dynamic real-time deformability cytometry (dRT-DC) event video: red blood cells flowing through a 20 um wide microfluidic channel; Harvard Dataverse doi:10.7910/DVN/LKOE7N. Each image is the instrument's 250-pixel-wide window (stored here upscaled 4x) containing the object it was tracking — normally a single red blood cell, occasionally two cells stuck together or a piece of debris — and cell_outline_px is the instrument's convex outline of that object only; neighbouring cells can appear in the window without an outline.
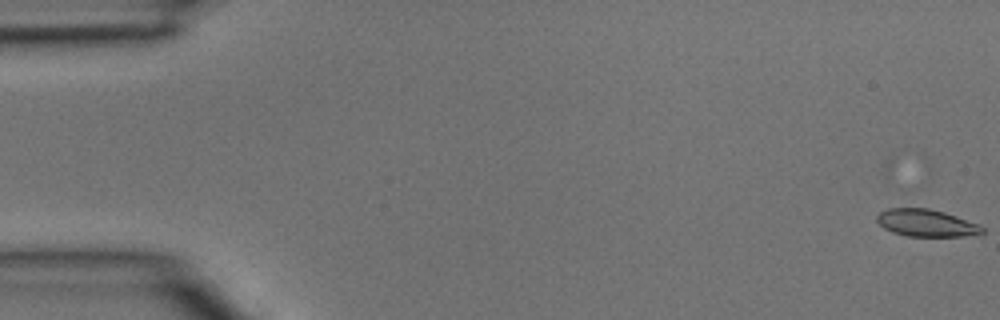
{"species": "common noctule bat (a hibernating species)", "species_latin": "Nyctalus noctula", "temperature_condition": "room temperature", "stored_images_in_passage": 4, "camera_frame_rate_fps": 3000, "um_per_image_px": 0.085, "animal": {"sex": "male", "body_mass_g": 15.6}, "frame": {"image": 1, "passage_image": 1, "time_ms": 0.0, "image_size_px": [1000, 320], "cell_outline_px": [[984, 232], [964, 236], [908, 236], [892, 232], [884, 228], [876, 220], [876, 216], [880, 212], [888, 208], [928, 208], [944, 212], [980, 224], [984, 228]], "centroid_in_image_um": [78.73, 18.95], "position_along_channel_um": 6.3, "area_um2": 16.65}}
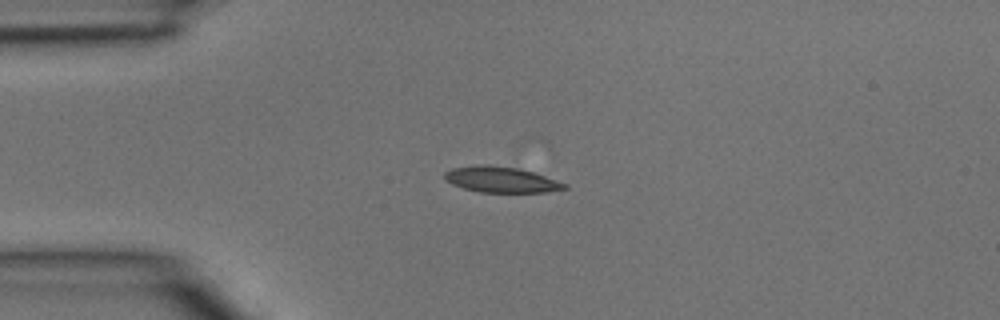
{"frame": {"image": 2, "passage_image": 4, "time_ms": 1.0, "image_size_px": [1000, 320], "cell_outline_px": [[568, 188], [544, 192], [480, 192], [464, 188], [452, 184], [444, 180], [444, 172], [452, 168], [480, 164], [488, 164], [516, 168], [532, 172], [568, 184]], "centroid_in_image_um": [42.56, 15.26], "position_along_channel_um": 42.4, "area_um2": 17.92}}